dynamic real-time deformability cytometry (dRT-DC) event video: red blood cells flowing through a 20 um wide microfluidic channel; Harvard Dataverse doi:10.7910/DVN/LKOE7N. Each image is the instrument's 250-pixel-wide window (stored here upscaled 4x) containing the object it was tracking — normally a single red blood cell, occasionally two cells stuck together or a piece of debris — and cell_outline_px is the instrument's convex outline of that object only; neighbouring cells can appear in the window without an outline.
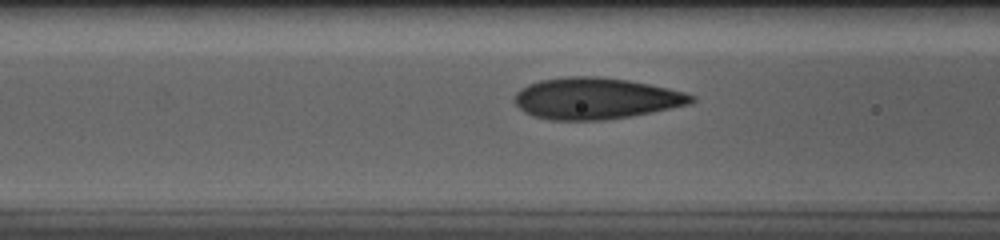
{"species": "human", "species_latin": "Homo sapiens", "temperature_condition": "cold", "stored_images_in_passage": 16, "camera_frame_rate_fps": 3000, "um_per_image_px": 0.085, "donor": {"sex": "male"}, "frame": {"image": 1, "passage_image": 13, "time_ms": 4.0, "image_size_px": [1000, 240], "cell_outline_px": [[696, 100], [692, 104], [632, 116], [604, 120], [552, 120], [532, 116], [524, 112], [516, 104], [516, 92], [520, 88], [528, 84], [540, 80], [568, 76], [600, 76], [628, 80], [668, 88], [684, 92], [696, 96]], "centroid_in_image_um": [50.66, 8.37], "position_along_channel_um": 115.9, "area_um2": 42.83}}